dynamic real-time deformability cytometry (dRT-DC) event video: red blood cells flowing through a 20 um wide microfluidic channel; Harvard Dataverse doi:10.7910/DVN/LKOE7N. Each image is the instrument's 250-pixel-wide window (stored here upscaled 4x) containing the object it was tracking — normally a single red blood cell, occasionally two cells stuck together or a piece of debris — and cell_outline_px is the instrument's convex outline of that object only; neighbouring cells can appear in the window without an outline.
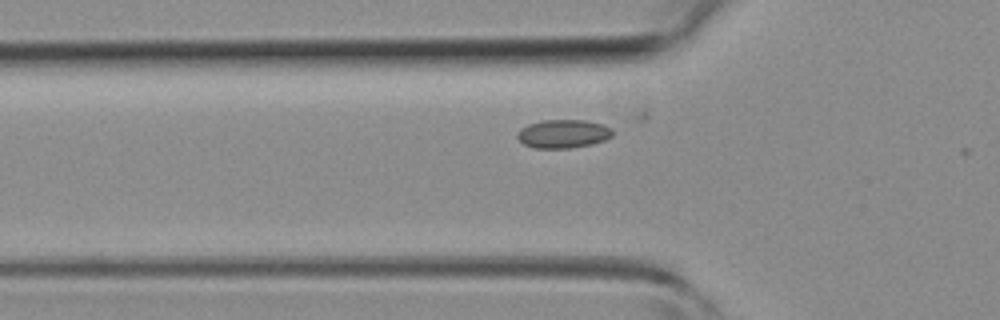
{"species": "common noctule bat (a hibernating species)", "species_latin": "Nyctalus noctula", "temperature_condition": "room temperature", "stored_images_in_passage": 3, "camera_frame_rate_fps": 3000, "um_per_image_px": 0.085, "animal": {"sex": "female", "body_mass_g": 19.3, "forearm_length_mm": 54.1}, "frame": {"image": 1, "passage_image": 2, "time_ms": 0.333, "image_size_px": [1000, 320], "cell_outline_px": [[612, 136], [604, 140], [592, 144], [568, 148], [532, 148], [524, 144], [516, 136], [516, 132], [520, 128], [528, 124], [540, 120], [584, 120], [604, 124], [612, 128]], "centroid_in_image_um": [47.85, 11.36], "position_along_channel_um": 78.0, "area_um2": 15.95}}